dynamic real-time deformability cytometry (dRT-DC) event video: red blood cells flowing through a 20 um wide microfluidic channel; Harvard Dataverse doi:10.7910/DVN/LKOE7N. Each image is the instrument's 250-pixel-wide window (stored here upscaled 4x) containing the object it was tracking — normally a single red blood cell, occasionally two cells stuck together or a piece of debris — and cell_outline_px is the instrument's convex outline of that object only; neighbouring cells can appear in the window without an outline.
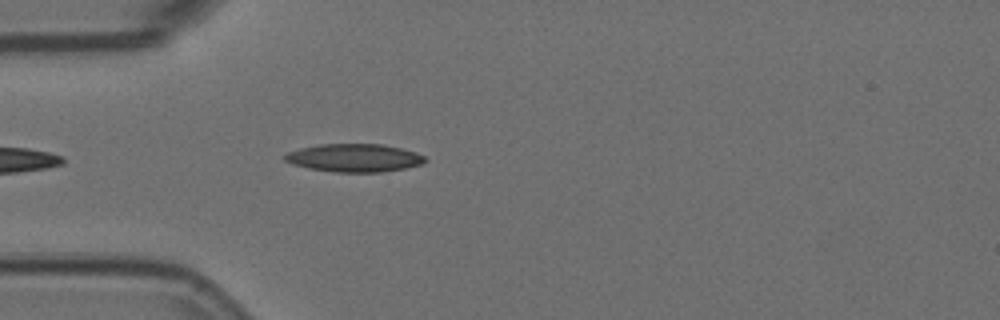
{"species": "Egyptian fruit bat (a non-hibernating species)", "species_latin": "Rousettus aegyptiacus", "temperature_condition": "room temperature", "stored_images_in_passage": 2, "camera_frame_rate_fps": 3000, "um_per_image_px": 0.085, "animal": {"sex": "female"}, "frame": {"image": 1, "passage_image": 2, "time_ms": 0.333, "image_size_px": [1000, 320], "cell_outline_px": [[428, 160], [420, 164], [404, 168], [384, 172], [336, 172], [308, 168], [292, 164], [284, 160], [284, 156], [288, 152], [300, 148], [320, 144], [384, 144], [416, 152], [424, 156]], "centroid_in_image_um": [30.11, 13.42], "position_along_channel_um": 54.9, "area_um2": 22.89}}